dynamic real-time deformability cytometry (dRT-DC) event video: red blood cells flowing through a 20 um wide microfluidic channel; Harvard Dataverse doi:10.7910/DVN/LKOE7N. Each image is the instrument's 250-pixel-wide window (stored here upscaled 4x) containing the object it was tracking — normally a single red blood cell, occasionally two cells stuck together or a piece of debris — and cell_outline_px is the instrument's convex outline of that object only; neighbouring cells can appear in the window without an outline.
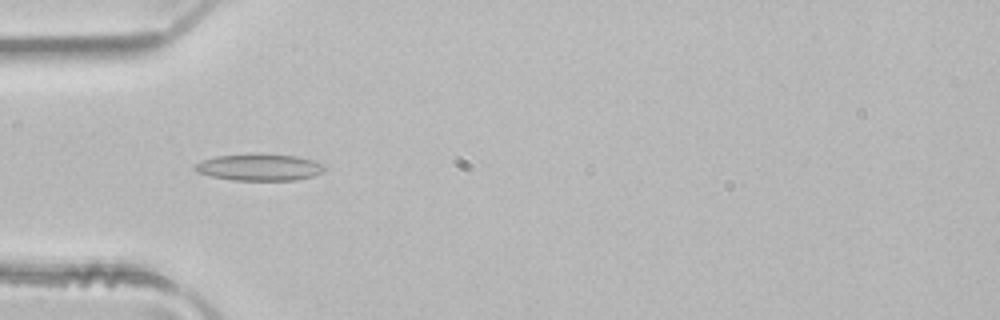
{"species": "common noctule bat (a hibernating species)", "species_latin": "Nyctalus noctula", "temperature_condition": "room temperature", "stored_images_in_passage": 5, "camera_frame_rate_fps": 3000, "um_per_image_px": 0.085, "animal": {"sex": "male", "body_mass_g": 21.5, "forearm_length_mm": 52.0}, "frame": {"image": 1, "passage_image": 4, "time_ms": 1.0, "image_size_px": [1000, 320], "cell_outline_px": [[324, 168], [320, 172], [312, 176], [296, 180], [232, 180], [212, 176], [196, 172], [192, 168], [196, 164], [204, 160], [216, 156], [296, 156], [312, 160], [324, 164]], "centroid_in_image_um": [22.03, 14.26], "position_along_channel_um": 63.0, "area_um2": 19.19}}
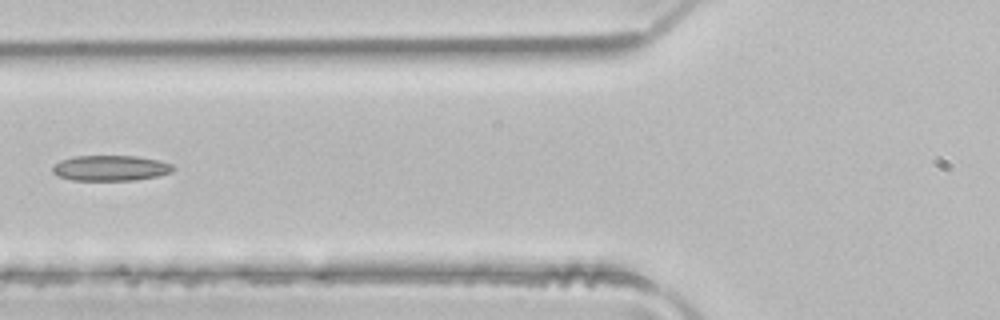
{"frame": {"image": 2, "passage_image": 5, "time_ms": 1.333, "image_size_px": [1000, 320], "cell_outline_px": [[176, 168], [172, 172], [156, 176], [136, 180], [72, 180], [56, 176], [52, 172], [52, 164], [60, 160], [72, 156], [136, 156], [160, 160], [172, 164]], "centroid_in_image_um": [9.37, 14.28], "position_along_channel_um": 116.4, "area_um2": 18.15}}